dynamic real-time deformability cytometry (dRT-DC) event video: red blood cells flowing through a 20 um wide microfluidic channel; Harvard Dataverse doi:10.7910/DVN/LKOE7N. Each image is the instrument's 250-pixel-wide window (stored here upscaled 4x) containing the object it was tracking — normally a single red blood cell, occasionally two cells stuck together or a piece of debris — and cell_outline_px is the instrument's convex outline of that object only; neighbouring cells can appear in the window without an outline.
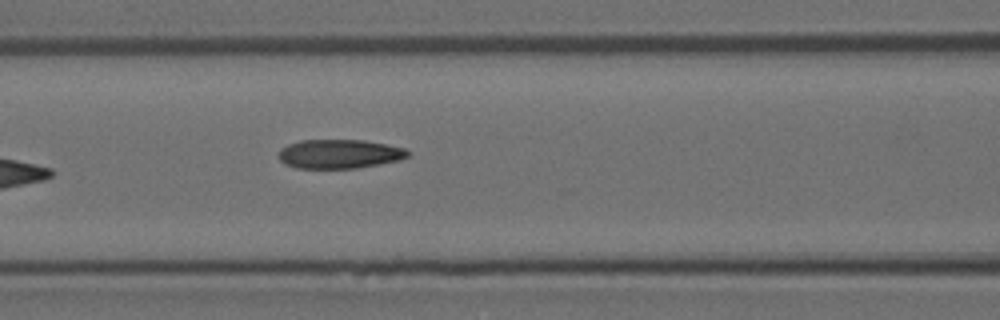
{"species": "Egyptian fruit bat (a non-hibernating species)", "species_latin": "Rousettus aegyptiacus", "temperature_condition": "room temperature", "stored_images_in_passage": 6, "camera_frame_rate_fps": 3000, "um_per_image_px": 0.085, "animal": {"sex": "female"}, "frame": {"image": 1, "passage_image": 6, "time_ms": 1.667, "image_size_px": [1000, 320], "cell_outline_px": [[412, 152], [408, 156], [400, 160], [356, 168], [296, 168], [284, 164], [280, 160], [280, 148], [288, 144], [300, 140], [364, 140], [404, 148]], "centroid_in_image_um": [28.85, 13.08], "position_along_channel_um": 137.8, "area_um2": 21.85}}